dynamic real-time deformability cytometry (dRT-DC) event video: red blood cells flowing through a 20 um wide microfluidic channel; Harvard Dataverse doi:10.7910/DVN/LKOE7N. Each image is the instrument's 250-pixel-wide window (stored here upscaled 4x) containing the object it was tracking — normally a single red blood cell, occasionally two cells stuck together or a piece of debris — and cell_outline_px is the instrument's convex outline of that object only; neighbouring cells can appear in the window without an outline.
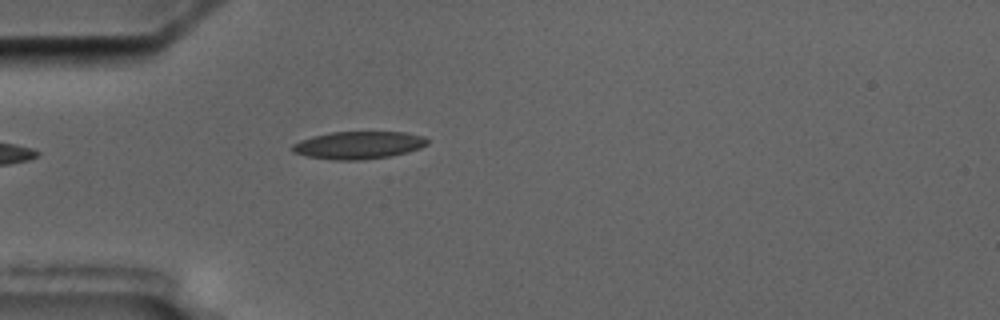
{"species": "common noctule bat (a hibernating species)", "species_latin": "Nyctalus noctula", "temperature_condition": "cold", "stored_images_in_passage": 5, "camera_frame_rate_fps": 3000, "um_per_image_px": 0.085, "animal": {"sex": "male", "body_mass_g": 17.5, "forearm_length_mm": 52.3}, "frame": {"image": 1, "passage_image": 5, "time_ms": 4.333, "image_size_px": [1000, 320], "cell_outline_px": [[428, 144], [420, 148], [408, 152], [388, 156], [364, 160], [332, 160], [308, 156], [292, 152], [292, 144], [300, 140], [312, 136], [332, 132], [404, 132], [424, 136], [428, 140]], "centroid_in_image_um": [30.47, 12.34], "position_along_channel_um": 54.5, "area_um2": 21.73}}